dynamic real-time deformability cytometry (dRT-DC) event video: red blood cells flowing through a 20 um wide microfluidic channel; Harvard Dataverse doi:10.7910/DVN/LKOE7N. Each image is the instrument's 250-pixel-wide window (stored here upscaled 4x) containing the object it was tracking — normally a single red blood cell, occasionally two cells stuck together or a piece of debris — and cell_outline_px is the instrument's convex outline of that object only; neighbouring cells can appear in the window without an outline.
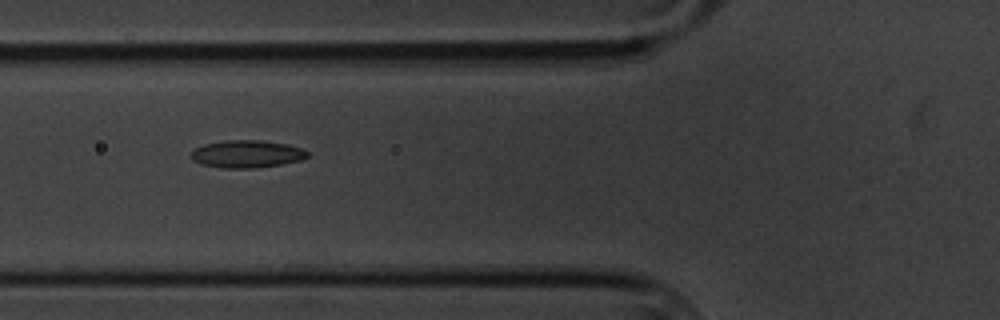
{"species": "common noctule bat (a hibernating species)", "species_latin": "Nyctalus noctula", "temperature_condition": "cold", "stored_images_in_passage": 7, "camera_frame_rate_fps": 3000, "um_per_image_px": 0.085, "animal": {"sex": "male", "body_mass_g": 20.1, "forearm_length_mm": 53.5}, "frame": {"image": 1, "passage_image": 6, "time_ms": 6.667, "image_size_px": [1000, 320], "cell_outline_px": [[308, 156], [300, 160], [280, 164], [256, 168], [220, 168], [200, 164], [192, 160], [192, 152], [196, 148], [204, 144], [224, 140], [260, 140], [288, 144], [300, 148], [308, 152]], "centroid_in_image_um": [20.96, 13.09], "position_along_channel_um": 104.8, "area_um2": 18.61}}
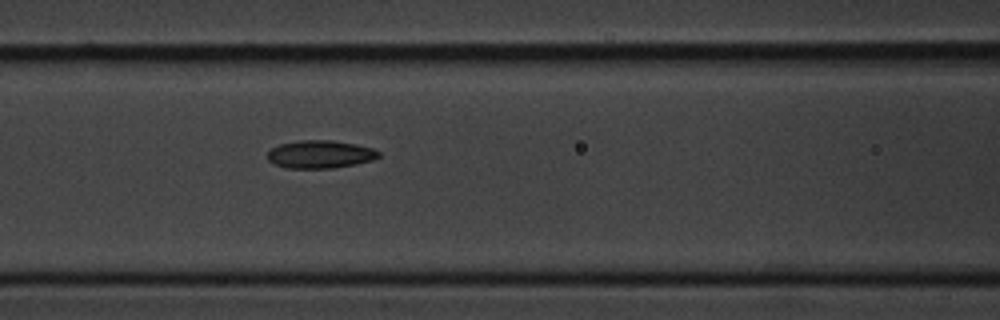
{"frame": {"image": 2, "passage_image": 7, "time_ms": 7.667, "image_size_px": [1000, 320], "cell_outline_px": [[380, 156], [372, 160], [356, 164], [332, 168], [284, 168], [272, 164], [268, 160], [268, 152], [272, 148], [280, 144], [300, 140], [332, 140], [356, 144], [372, 148], [380, 152]], "centroid_in_image_um": [27.2, 13.12], "position_along_channel_um": 139.4, "area_um2": 18.15}}